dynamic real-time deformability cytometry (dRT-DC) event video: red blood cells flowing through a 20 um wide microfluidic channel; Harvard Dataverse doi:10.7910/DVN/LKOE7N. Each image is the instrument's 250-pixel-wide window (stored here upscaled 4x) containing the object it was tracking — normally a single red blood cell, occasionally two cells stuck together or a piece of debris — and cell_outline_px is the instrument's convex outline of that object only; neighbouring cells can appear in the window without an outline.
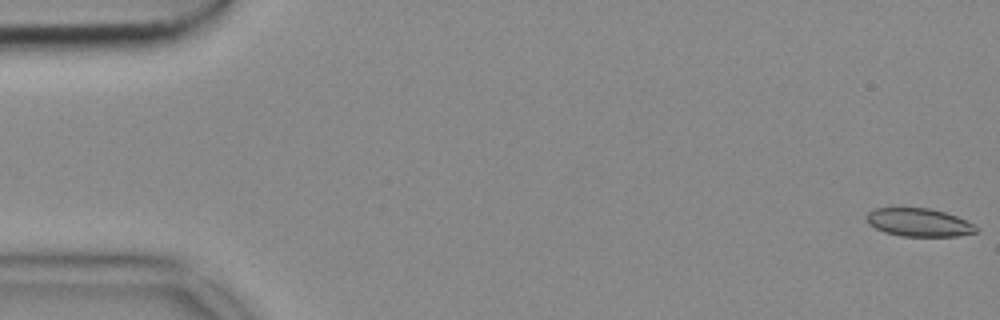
{"species": "common noctule bat (a hibernating species)", "species_latin": "Nyctalus noctula", "temperature_condition": "cold", "stored_images_in_passage": 54, "camera_frame_rate_fps": 3000, "um_per_image_px": 0.085, "animal": {"sex": "female", "body_mass_g": 18.4}, "frame": {"image": 1, "passage_image": 1, "time_ms": 0.0, "image_size_px": [1000, 320], "cell_outline_px": [[980, 232], [956, 236], [900, 236], [884, 232], [868, 224], [868, 212], [876, 208], [928, 208], [944, 212], [956, 216], [980, 228]], "centroid_in_image_um": [78.14, 18.92], "position_along_channel_um": 6.9, "area_um2": 17.86}}
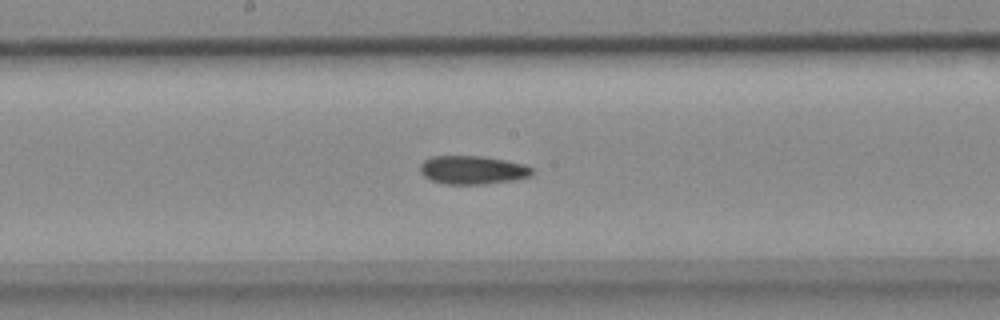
{"frame": {"image": 2, "passage_image": 28, "time_ms": 9.0, "image_size_px": [1000, 320], "cell_outline_px": [[532, 176], [512, 180], [484, 184], [444, 184], [432, 180], [424, 176], [420, 172], [420, 164], [424, 160], [432, 156], [484, 156], [524, 164], [532, 168]], "centroid_in_image_um": [40.15, 14.44], "position_along_channel_um": 208.0, "area_um2": 18.55}}
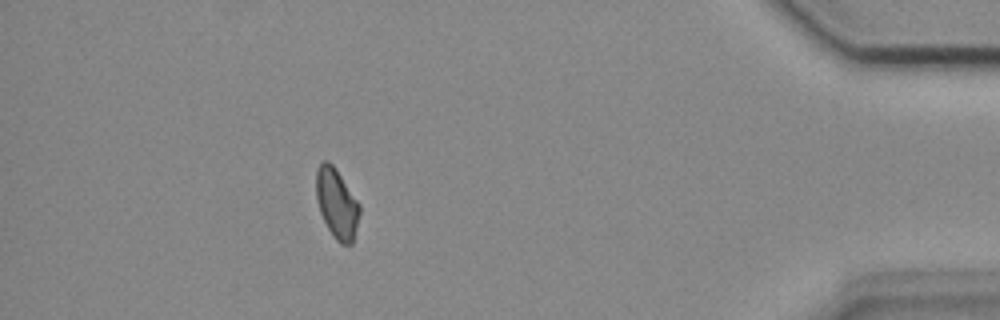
{"frame": {"image": 3, "passage_image": 48, "time_ms": 15.667, "image_size_px": [1000, 320], "cell_outline_px": [[360, 212], [352, 244], [340, 244], [332, 236], [320, 212], [316, 196], [316, 168], [324, 160], [328, 160], [336, 168], [360, 204]], "centroid_in_image_um": [28.62, 17.28], "position_along_channel_um": 406.6, "area_um2": 17.69}}